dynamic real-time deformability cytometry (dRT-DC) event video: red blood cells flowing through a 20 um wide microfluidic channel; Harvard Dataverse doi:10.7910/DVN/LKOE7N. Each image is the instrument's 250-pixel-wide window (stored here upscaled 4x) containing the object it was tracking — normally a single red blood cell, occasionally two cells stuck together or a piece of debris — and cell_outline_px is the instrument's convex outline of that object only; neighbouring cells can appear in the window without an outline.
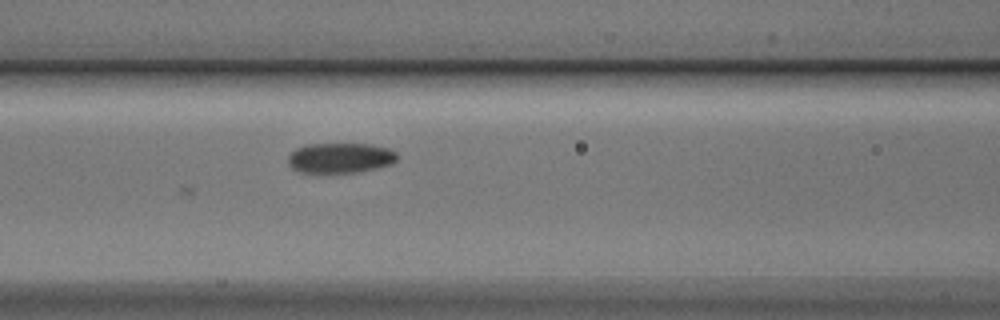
{"species": "Egyptian fruit bat (a non-hibernating species)", "species_latin": "Rousettus aegyptiacus", "temperature_condition": "cold", "stored_images_in_passage": 9, "camera_frame_rate_fps": 3000, "um_per_image_px": 0.085, "animal": {"sex": "male"}, "frame": {"image": 1, "passage_image": 9, "time_ms": 2.667, "image_size_px": [1000, 320], "cell_outline_px": [[396, 160], [392, 164], [376, 168], [352, 172], [300, 172], [292, 168], [288, 164], [288, 156], [296, 148], [308, 144], [372, 144], [388, 148], [396, 152]], "centroid_in_image_um": [28.91, 13.41], "position_along_channel_um": 137.7, "area_um2": 19.02}}